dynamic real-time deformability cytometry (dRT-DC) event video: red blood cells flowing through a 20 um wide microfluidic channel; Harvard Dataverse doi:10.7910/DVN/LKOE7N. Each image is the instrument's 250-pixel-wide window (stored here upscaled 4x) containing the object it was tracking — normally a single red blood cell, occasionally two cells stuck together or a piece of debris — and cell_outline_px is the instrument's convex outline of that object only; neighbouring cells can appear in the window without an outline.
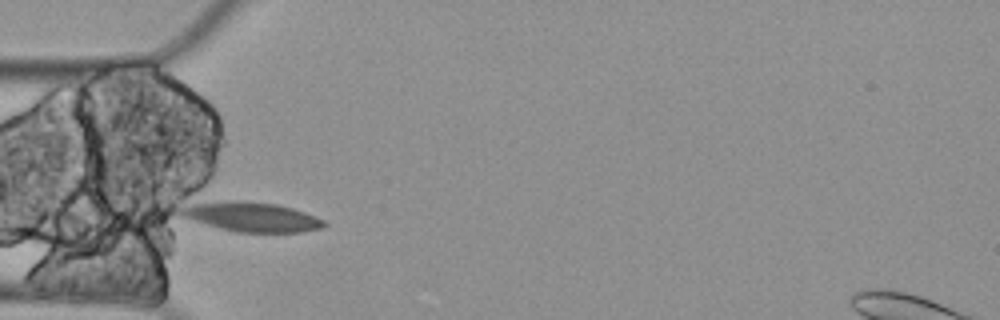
{"species": "Egyptian fruit bat (a non-hibernating species)", "species_latin": "Rousettus aegyptiacus", "temperature_condition": "cold", "stored_images_in_passage": 3, "camera_frame_rate_fps": 3000, "um_per_image_px": 0.085, "animal": {"sex": "female"}, "frame": {"image": 1, "passage_image": 3, "time_ms": 0.667, "image_size_px": [1000, 320], "cell_outline_px": [[328, 224], [320, 228], [300, 232], [236, 232], [220, 228], [192, 220], [180, 216], [180, 212], [184, 208], [192, 204], [236, 200], [276, 204], [292, 208], [304, 212], [324, 220]], "centroid_in_image_um": [21.42, 18.44], "position_along_channel_um": 63.6, "area_um2": 24.16}}